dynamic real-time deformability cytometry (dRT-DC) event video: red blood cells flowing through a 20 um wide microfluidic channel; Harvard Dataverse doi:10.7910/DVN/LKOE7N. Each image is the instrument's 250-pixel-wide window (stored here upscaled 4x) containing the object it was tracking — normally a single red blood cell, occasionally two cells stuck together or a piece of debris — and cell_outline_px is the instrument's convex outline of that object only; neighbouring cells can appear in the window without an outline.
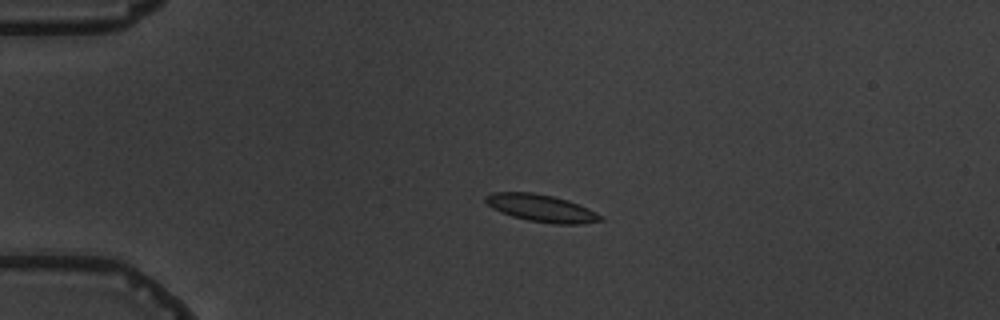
{"species": "common noctule bat (a hibernating species)", "species_latin": "Nyctalus noctula", "temperature_condition": "warm", "stored_images_in_passage": 4, "camera_frame_rate_fps": 3000, "um_per_image_px": 0.085, "animal": {"sex": "male", "body_mass_g": 19.5, "forearm_length_mm": 54.6}, "frame": {"image": 1, "passage_image": 3, "time_ms": 2.0, "image_size_px": [1000, 320], "cell_outline_px": [[604, 220], [580, 224], [552, 224], [528, 220], [512, 216], [500, 212], [492, 208], [484, 200], [484, 196], [492, 192], [532, 192], [552, 196], [568, 200], [588, 208], [604, 216]], "centroid_in_image_um": [46.02, 17.69], "position_along_channel_um": 39.0, "area_um2": 18.38}}